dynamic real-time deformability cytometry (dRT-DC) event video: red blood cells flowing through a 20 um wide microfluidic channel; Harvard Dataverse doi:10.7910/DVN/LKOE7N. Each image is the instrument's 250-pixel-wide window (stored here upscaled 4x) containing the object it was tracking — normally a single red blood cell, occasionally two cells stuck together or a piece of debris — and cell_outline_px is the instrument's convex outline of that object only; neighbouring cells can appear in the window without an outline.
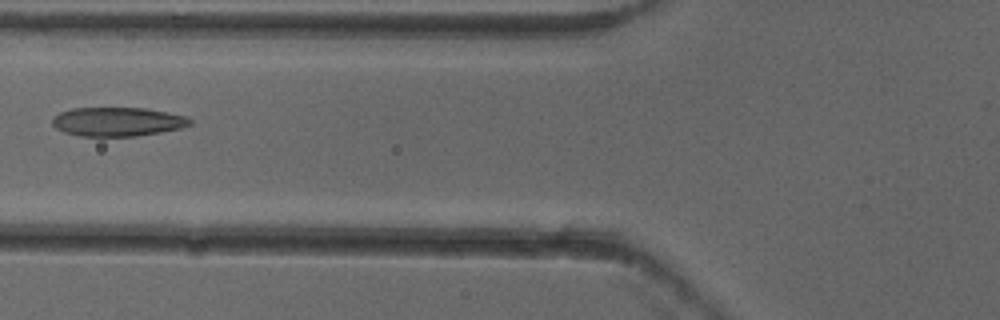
{"species": "common noctule bat (a hibernating species)", "species_latin": "Nyctalus noctula", "temperature_condition": "cold", "stored_images_in_passage": 7, "camera_frame_rate_fps": 3000, "um_per_image_px": 0.085, "animal": {"sex": "female"}, "frame": {"image": 1, "passage_image": 6, "time_ms": 1.667, "image_size_px": [1000, 320], "cell_outline_px": [[192, 124], [180, 128], [160, 132], [136, 136], [80, 136], [64, 132], [56, 128], [52, 124], [52, 116], [60, 112], [72, 108], [144, 108], [168, 112], [188, 116], [192, 120]], "centroid_in_image_um": [9.99, 10.34], "position_along_channel_um": 115.8, "area_um2": 23.35}}
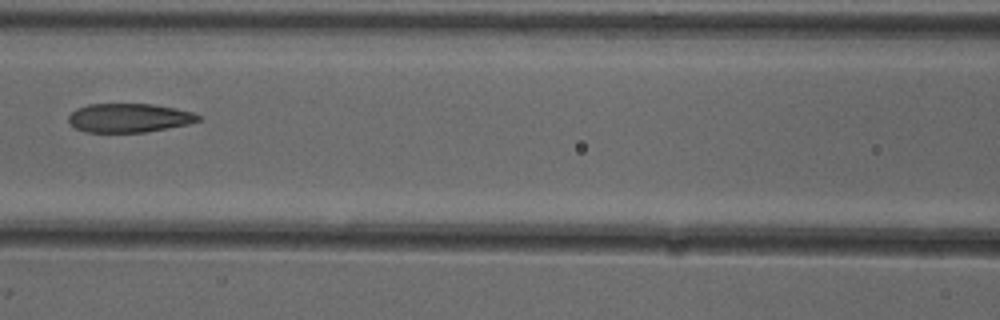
{"frame": {"image": 2, "passage_image": 7, "time_ms": 2.0, "image_size_px": [1000, 320], "cell_outline_px": [[200, 120], [188, 124], [144, 132], [84, 132], [76, 128], [68, 120], [68, 116], [76, 108], [88, 104], [152, 104], [176, 108], [192, 112], [200, 116]], "centroid_in_image_um": [10.95, 10.01], "position_along_channel_um": 155.6, "area_um2": 21.73}}